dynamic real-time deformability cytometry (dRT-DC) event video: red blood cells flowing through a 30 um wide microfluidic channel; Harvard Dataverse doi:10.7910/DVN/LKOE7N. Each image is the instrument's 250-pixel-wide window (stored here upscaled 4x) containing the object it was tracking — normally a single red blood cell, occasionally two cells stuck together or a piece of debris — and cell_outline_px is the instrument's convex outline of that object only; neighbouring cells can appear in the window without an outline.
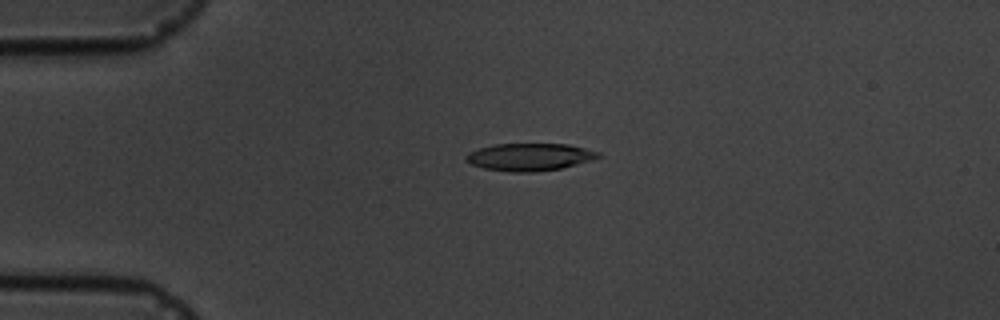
{"species": "common noctule bat (a hibernating species)", "species_latin": "Nyctalus noctula", "temperature_condition": "cold", "stored_images_in_passage": 5, "camera_frame_rate_fps": 3000, "um_per_image_px": 0.085, "animal": {"sex": "male", "body_mass_g": 19.5, "forearm_length_mm": 54.6}, "frame": {"image": 1, "passage_image": 3, "time_ms": 3.0, "image_size_px": [1000, 320], "cell_outline_px": [[600, 156], [592, 160], [560, 168], [532, 172], [508, 172], [484, 168], [472, 164], [464, 160], [464, 156], [468, 152], [480, 148], [496, 144], [568, 144], [600, 152]], "centroid_in_image_um": [44.98, 13.34], "position_along_channel_um": 40.0, "area_um2": 21.04}}
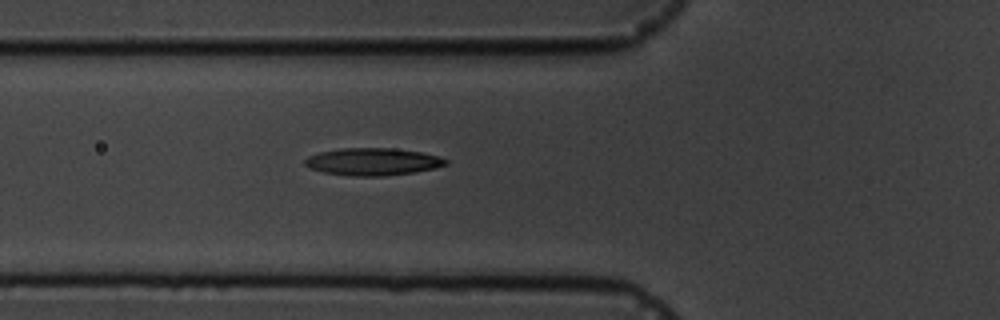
{"frame": {"image": 2, "passage_image": 5, "time_ms": 5.333, "image_size_px": [1000, 320], "cell_outline_px": [[448, 164], [432, 168], [412, 172], [384, 176], [348, 176], [324, 172], [308, 168], [304, 164], [304, 160], [308, 156], [320, 152], [340, 148], [396, 148], [420, 152], [436, 156], [448, 160]], "centroid_in_image_um": [31.63, 13.74], "position_along_channel_um": 94.2, "area_um2": 22.37}}